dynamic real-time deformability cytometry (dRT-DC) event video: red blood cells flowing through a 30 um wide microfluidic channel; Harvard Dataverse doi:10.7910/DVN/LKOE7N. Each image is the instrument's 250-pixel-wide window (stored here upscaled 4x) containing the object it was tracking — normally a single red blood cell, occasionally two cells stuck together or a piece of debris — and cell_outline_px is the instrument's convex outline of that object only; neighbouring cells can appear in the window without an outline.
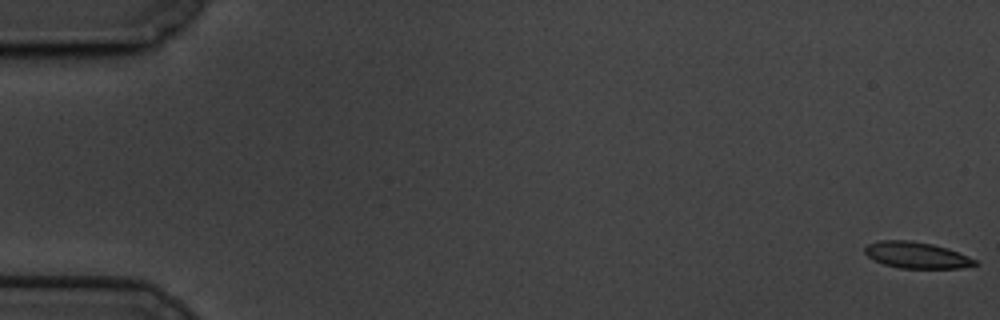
{"species": "common noctule bat (a hibernating species)", "species_latin": "Nyctalus noctula", "temperature_condition": "cold", "stored_images_in_passage": 60, "camera_frame_rate_fps": 3000, "um_per_image_px": 0.085, "animal": {"sex": "male", "body_mass_g": 19.5, "forearm_length_mm": 54.6}, "frame": {"image": 1, "passage_image": 1, "time_ms": 0.0, "image_size_px": [1000, 320], "cell_outline_px": [[980, 264], [960, 268], [900, 268], [884, 264], [868, 256], [864, 252], [864, 248], [868, 244], [880, 240], [912, 240], [932, 244], [948, 248], [968, 256], [976, 260]], "centroid_in_image_um": [77.92, 21.68], "position_along_channel_um": 7.1, "area_um2": 16.88}}
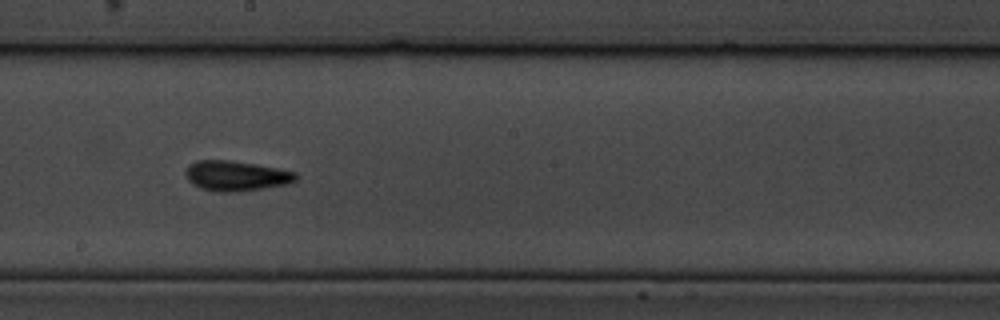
{"frame": {"image": 2, "passage_image": 34, "time_ms": 11.0, "image_size_px": [1000, 320], "cell_outline_px": [[296, 180], [284, 184], [264, 188], [236, 192], [216, 192], [200, 188], [192, 184], [188, 180], [184, 172], [188, 164], [196, 160], [228, 160], [256, 164], [296, 172]], "centroid_in_image_um": [19.99, 14.94], "position_along_channel_um": 228.2, "area_um2": 19.36}}
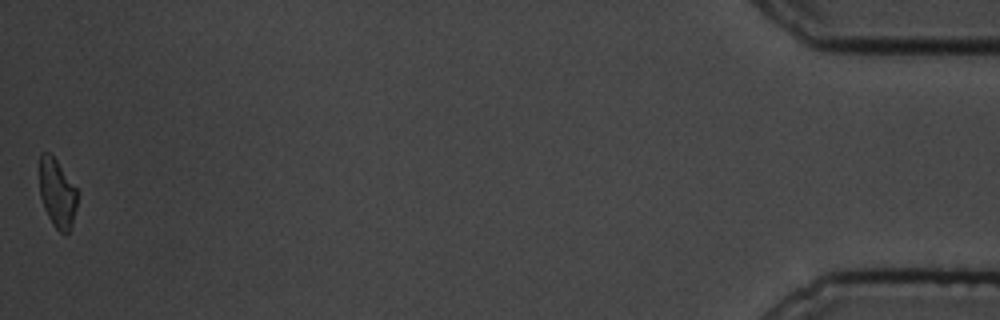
{"frame": {"image": 3, "passage_image": 60, "time_ms": 19.667, "image_size_px": [1000, 320], "cell_outline_px": [[80, 192], [72, 224], [68, 232], [64, 236], [52, 224], [44, 208], [40, 196], [40, 152], [48, 152], [56, 160]], "centroid_in_image_um": [4.89, 16.45], "position_along_channel_um": 430.3, "area_um2": 15.32}, "authors_computed_cell_mechanics": {"area_um2": 17.34, "velocity_mm_per_s": 3.3902, "shape_relaxation_time_tau1_ms": 8.0383, "shape_relaxation_time_tau2_ms": 5.7045, "deformation_change_tau1": 0.1862, "deformation_change_tau2": 0.1375}}